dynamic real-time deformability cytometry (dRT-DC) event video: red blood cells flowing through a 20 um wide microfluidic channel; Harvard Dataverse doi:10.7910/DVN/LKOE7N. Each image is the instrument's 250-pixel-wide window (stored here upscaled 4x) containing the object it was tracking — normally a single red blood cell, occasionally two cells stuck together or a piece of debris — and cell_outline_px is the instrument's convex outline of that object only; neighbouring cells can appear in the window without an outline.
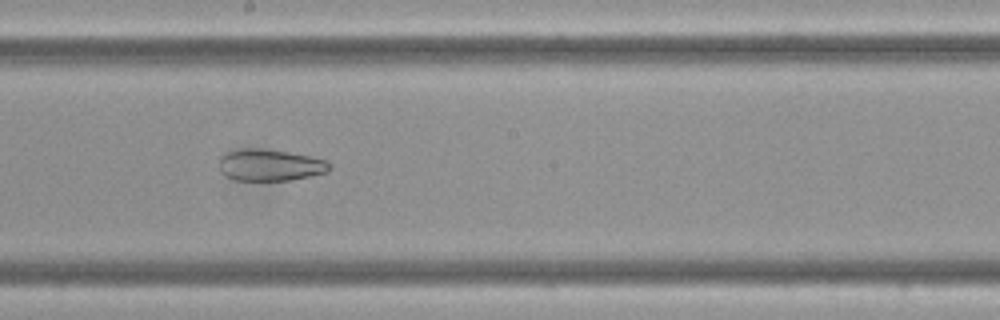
{"species": "Egyptian fruit bat (a non-hibernating species)", "species_latin": "Rousettus aegyptiacus", "temperature_condition": "cold", "stored_images_in_passage": 14, "camera_frame_rate_fps": 3000, "um_per_image_px": 0.085, "frame": {"image": 1, "passage_image": 8, "time_ms": 2.333, "image_size_px": [1000, 320], "cell_outline_px": [[332, 168], [328, 172], [288, 180], [236, 180], [220, 172], [220, 156], [228, 152], [244, 148], [260, 148], [288, 152], [328, 160], [332, 164]], "centroid_in_image_um": [22.98, 14.02], "position_along_channel_um": 225.2, "area_um2": 20.29}}
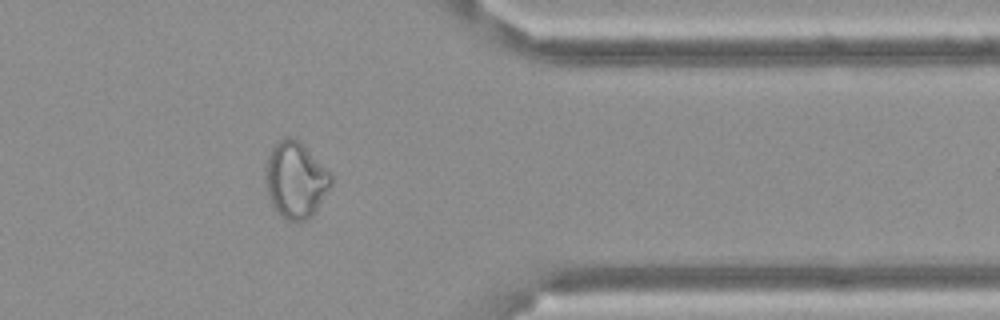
{"frame": {"image": 2, "passage_image": 12, "time_ms": 3.667, "image_size_px": [1000, 320], "cell_outline_px": [[332, 184], [316, 212], [312, 216], [304, 220], [288, 220], [280, 216], [272, 208], [268, 196], [264, 180], [264, 168], [268, 152], [284, 136], [292, 136], [332, 172]], "centroid_in_image_um": [25.1, 15.31], "position_along_channel_um": 386.3, "area_um2": 29.59}}